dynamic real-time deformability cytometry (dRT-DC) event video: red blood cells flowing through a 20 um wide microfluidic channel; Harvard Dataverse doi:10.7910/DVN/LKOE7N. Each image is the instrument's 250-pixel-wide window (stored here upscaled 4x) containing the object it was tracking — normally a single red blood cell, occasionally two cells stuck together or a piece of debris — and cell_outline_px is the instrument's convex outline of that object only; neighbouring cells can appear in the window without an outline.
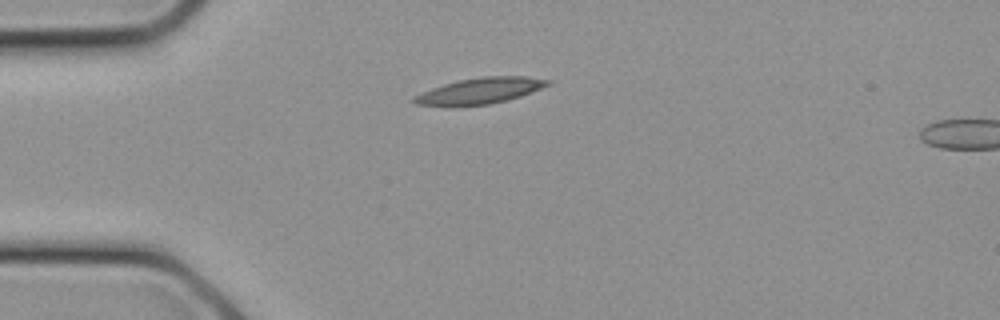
{"species": "common noctule bat (a hibernating species)", "species_latin": "Nyctalus noctula", "temperature_condition": "cold", "stored_images_in_passage": 2, "camera_frame_rate_fps": 3000, "um_per_image_px": 0.085, "animal": {"sex": "female", "body_mass_g": 21.9}, "frame": {"image": 1, "passage_image": 1, "time_ms": 0.0, "image_size_px": [1000, 320], "cell_outline_px": [[552, 84], [520, 96], [508, 100], [488, 104], [416, 104], [412, 100], [412, 96], [420, 92], [444, 84], [460, 80], [484, 76], [524, 76], [552, 80]], "centroid_in_image_um": [40.87, 7.68], "position_along_channel_um": 44.1, "area_um2": 19.65}}